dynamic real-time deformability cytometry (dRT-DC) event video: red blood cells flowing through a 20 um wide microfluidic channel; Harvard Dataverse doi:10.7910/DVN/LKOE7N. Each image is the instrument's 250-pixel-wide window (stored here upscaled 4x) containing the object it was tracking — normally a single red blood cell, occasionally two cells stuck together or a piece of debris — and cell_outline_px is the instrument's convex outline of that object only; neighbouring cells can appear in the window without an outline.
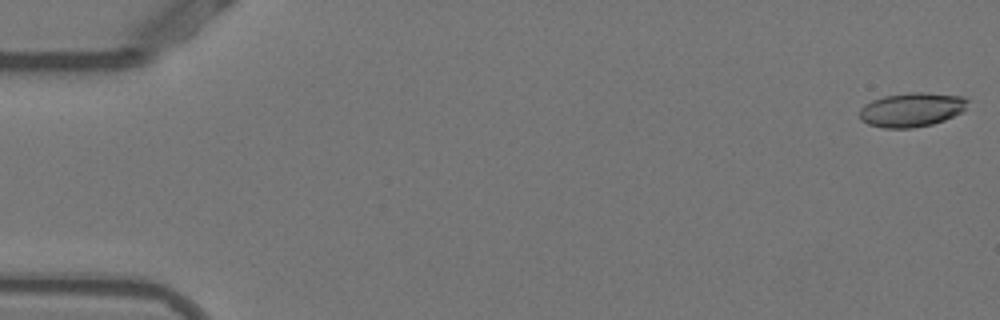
{"species": "Egyptian fruit bat (a non-hibernating species)", "species_latin": "Rousettus aegyptiacus", "temperature_condition": "warm", "stored_images_in_passage": 53, "camera_frame_rate_fps": 3000, "um_per_image_px": 0.085, "animal": {"sex": "female"}, "frame": {"image": 1, "passage_image": 1, "time_ms": 0.0, "image_size_px": [1000, 320], "cell_outline_px": [[968, 100], [964, 108], [960, 112], [944, 120], [932, 124], [912, 128], [884, 128], [868, 124], [860, 120], [860, 108], [864, 104], [872, 100], [884, 96], [908, 92], [924, 92], [964, 96]], "centroid_in_image_um": [77.45, 9.31], "position_along_channel_um": 7.5, "area_um2": 21.5}}
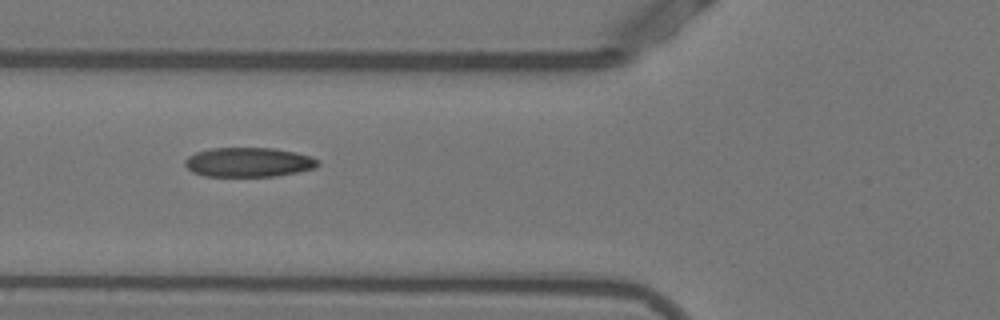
{"frame": {"image": 2, "passage_image": 20, "time_ms": 6.333, "image_size_px": [1000, 320], "cell_outline_px": [[320, 164], [316, 168], [276, 176], [204, 176], [192, 172], [184, 164], [184, 160], [188, 156], [196, 152], [212, 148], [272, 148], [296, 152], [312, 156], [320, 160]], "centroid_in_image_um": [21.15, 13.78], "position_along_channel_um": 104.6, "area_um2": 22.95}}
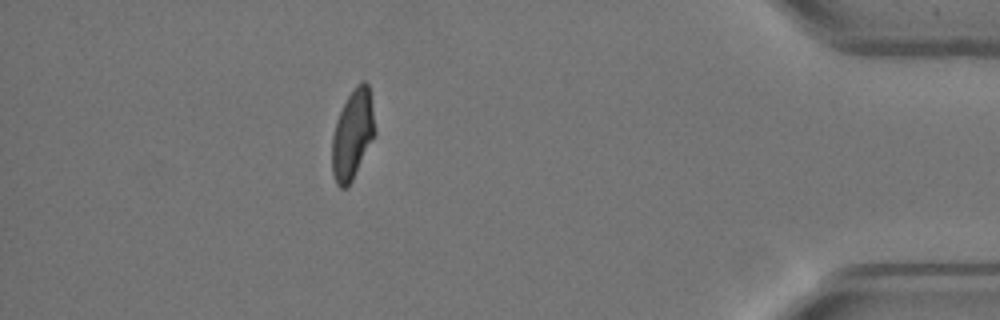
{"frame": {"image": 3, "passage_image": 47, "time_ms": 15.333, "image_size_px": [1000, 320], "cell_outline_px": [[376, 132], [348, 188], [340, 188], [336, 184], [332, 172], [332, 136], [336, 120], [348, 96], [356, 84], [360, 80], [364, 80], [368, 84]], "centroid_in_image_um": [29.95, 11.44], "position_along_channel_um": 405.2, "area_um2": 22.2}, "authors_computed_cell_mechanics": {"area_um2": 22.7732, "velocity_mm_per_s": 3.8666, "shape_relaxation_time_tau1_ms": 4.7446, "shape_relaxation_time_tau2_ms": 1.2187, "deformation_change_tau1": 0.18, "deformation_change_tau2": 0.0709}}